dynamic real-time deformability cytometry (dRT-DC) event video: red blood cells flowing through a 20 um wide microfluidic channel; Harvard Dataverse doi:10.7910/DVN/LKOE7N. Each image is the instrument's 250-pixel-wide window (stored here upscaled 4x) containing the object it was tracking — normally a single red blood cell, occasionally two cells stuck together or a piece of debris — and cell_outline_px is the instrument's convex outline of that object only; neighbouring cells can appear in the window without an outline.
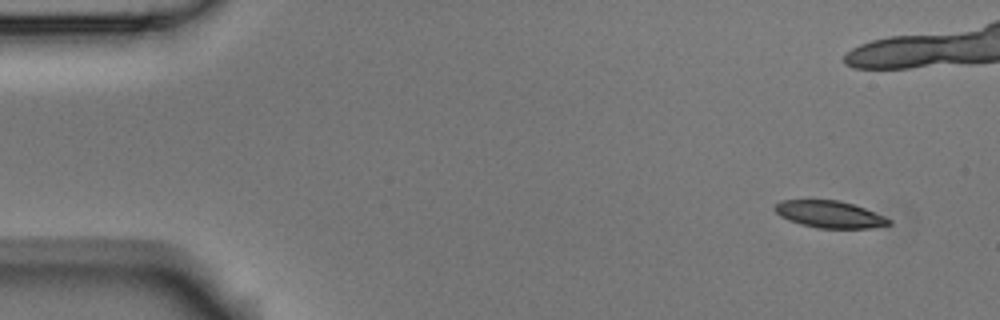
{"species": "Egyptian fruit bat (a non-hibernating species)", "species_latin": "Rousettus aegyptiacus", "temperature_condition": "room temperature", "stored_images_in_passage": 7, "camera_frame_rate_fps": 3000, "um_per_image_px": 0.085, "animal": {"sex": "male"}, "frame": {"image": 1, "passage_image": 1, "time_ms": 0.0, "image_size_px": [1000, 320], "cell_outline_px": [[892, 224], [872, 228], [816, 228], [800, 224], [788, 220], [780, 216], [772, 208], [780, 200], [836, 200], [852, 204], [864, 208], [884, 216], [892, 220]], "centroid_in_image_um": [70.5, 18.22], "position_along_channel_um": 14.5, "area_um2": 17.98}}
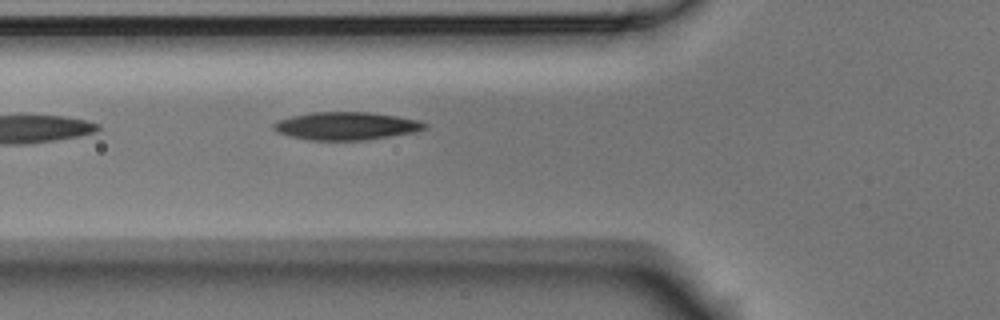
{"frame": {"image": 2, "passage_image": 7, "time_ms": 2.0, "image_size_px": [1000, 320], "cell_outline_px": [[428, 128], [416, 132], [364, 140], [308, 140], [288, 136], [276, 132], [272, 128], [272, 124], [276, 120], [292, 116], [312, 112], [368, 112], [396, 116], [420, 120], [428, 124]], "centroid_in_image_um": [29.41, 10.71], "position_along_channel_um": 96.4, "area_um2": 24.8}}